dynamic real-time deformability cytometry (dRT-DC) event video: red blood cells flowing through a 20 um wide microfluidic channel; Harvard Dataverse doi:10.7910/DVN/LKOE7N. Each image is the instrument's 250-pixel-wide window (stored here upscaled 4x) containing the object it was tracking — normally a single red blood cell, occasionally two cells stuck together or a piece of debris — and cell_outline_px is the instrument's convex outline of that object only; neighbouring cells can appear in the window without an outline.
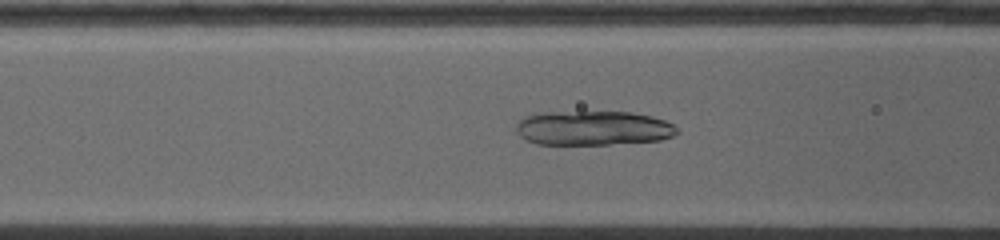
{"species": "common noctule bat (a hibernating species)", "species_latin": "Nyctalus noctula", "temperature_condition": "warm", "stored_images_in_passage": 29, "camera_frame_rate_fps": 5000, "um_per_image_px": 0.085, "animal": {"sex": "female", "body_mass_g": 19.0, "forearm_length_mm": 53.3}, "frame": {"image": 1, "passage_image": 4, "time_ms": 1.0, "image_size_px": [1000, 240], "cell_outline_px": [[680, 132], [672, 136], [660, 140], [608, 144], [536, 144], [524, 140], [516, 132], [516, 124], [524, 116], [536, 112], [632, 112], [652, 116], [664, 120], [672, 124]], "centroid_in_image_um": [50.37, 10.88], "position_along_channel_um": 116.2, "area_um2": 32.48}}
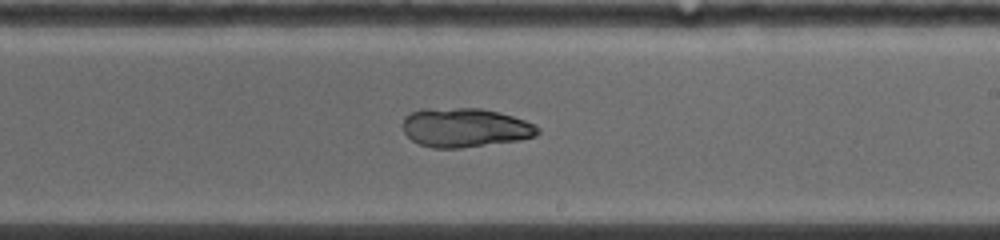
{"frame": {"image": 2, "passage_image": 14, "time_ms": 4.4, "image_size_px": [1000, 240], "cell_outline_px": [[540, 132], [536, 136], [520, 140], [460, 148], [432, 148], [420, 144], [412, 140], [404, 132], [404, 116], [420, 108], [480, 108], [500, 112], [524, 120], [540, 128]], "centroid_in_image_um": [39.52, 10.84], "position_along_channel_um": 249.5, "area_um2": 30.81}}
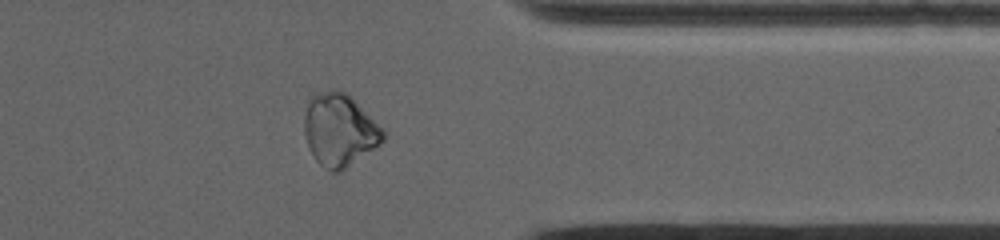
{"frame": {"image": 3, "passage_image": 25, "time_ms": 8.0, "image_size_px": [1000, 240], "cell_outline_px": [[384, 140], [340, 172], [332, 172], [324, 168], [316, 160], [308, 148], [304, 136], [304, 116], [308, 100], [316, 92], [332, 88], [344, 92], [352, 96], [384, 132]], "centroid_in_image_um": [28.8, 11.02], "position_along_channel_um": 382.6, "area_um2": 33.18}}